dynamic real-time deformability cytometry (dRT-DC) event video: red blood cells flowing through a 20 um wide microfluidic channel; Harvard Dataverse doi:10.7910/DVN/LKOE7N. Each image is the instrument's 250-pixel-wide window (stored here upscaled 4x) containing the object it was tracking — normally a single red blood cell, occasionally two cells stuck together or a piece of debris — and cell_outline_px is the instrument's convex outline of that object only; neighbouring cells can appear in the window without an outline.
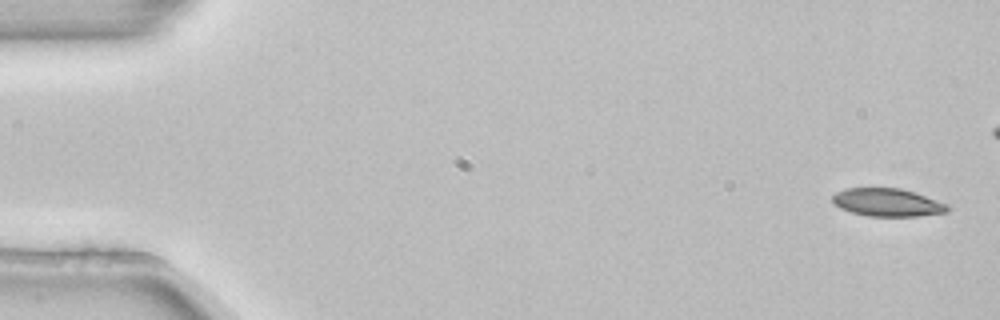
{"species": "common noctule bat (a hibernating species)", "species_latin": "Nyctalus noctula", "temperature_condition": "room temperature", "stored_images_in_passage": 4, "camera_frame_rate_fps": 3000, "um_per_image_px": 0.085, "animal": {"sex": "female", "body_mass_g": 22.7, "forearm_length_mm": 54.2}, "frame": {"image": 1, "passage_image": 1, "time_ms": 0.0, "image_size_px": [1000, 320], "cell_outline_px": [[948, 212], [916, 216], [868, 216], [852, 212], [840, 208], [832, 200], [832, 196], [836, 192], [848, 188], [900, 188], [916, 192], [948, 204]], "centroid_in_image_um": [75.45, 17.2], "position_along_channel_um": 9.6, "area_um2": 18.67}}